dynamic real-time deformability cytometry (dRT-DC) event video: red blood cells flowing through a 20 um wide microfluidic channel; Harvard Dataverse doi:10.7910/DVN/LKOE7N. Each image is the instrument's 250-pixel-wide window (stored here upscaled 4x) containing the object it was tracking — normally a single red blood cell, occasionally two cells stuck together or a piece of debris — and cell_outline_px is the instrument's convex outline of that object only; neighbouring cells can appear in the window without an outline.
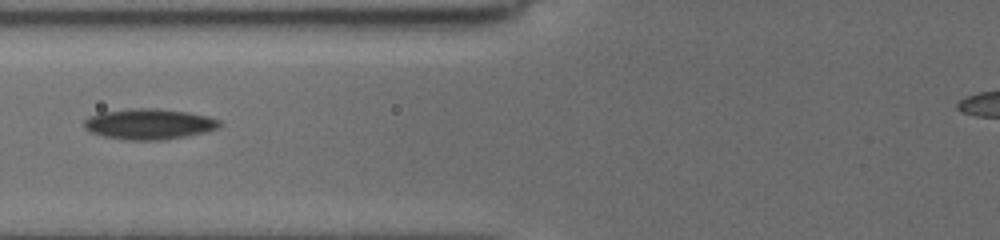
{"species": "common noctule bat (a hibernating species)", "species_latin": "Nyctalus noctula", "temperature_condition": "cold", "stored_images_in_passage": 33, "camera_frame_rate_fps": 3000, "um_per_image_px": 0.085, "animal": {"sex": "female", "body_mass_g": 19.5, "forearm_length_mm": 54.1}, "frame": {"image": 1, "passage_image": 3, "time_ms": 1.333, "image_size_px": [1000, 240], "cell_outline_px": [[220, 128], [208, 132], [188, 136], [164, 140], [128, 140], [104, 136], [92, 132], [84, 128], [84, 120], [88, 116], [100, 112], [132, 108], [156, 108], [188, 112], [208, 116], [220, 120]], "centroid_in_image_um": [12.7, 10.54], "position_along_channel_um": 113.1, "area_um2": 24.45}}
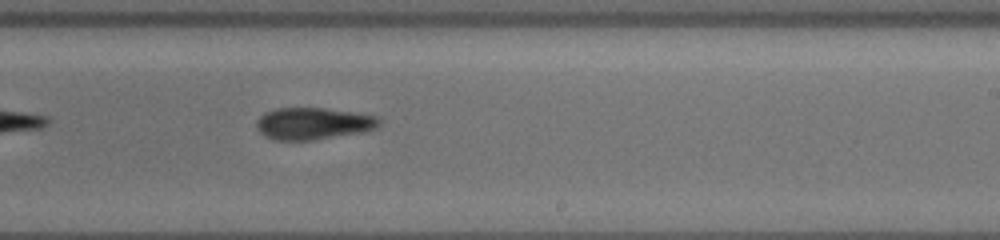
{"frame": {"image": 2, "passage_image": 12, "time_ms": 5.333, "image_size_px": [1000, 240], "cell_outline_px": [[380, 124], [376, 128], [364, 132], [312, 140], [272, 140], [264, 136], [256, 128], [256, 120], [264, 112], [276, 108], [324, 108], [380, 116]], "centroid_in_image_um": [26.61, 10.5], "position_along_channel_um": 262.4, "area_um2": 23.06}}
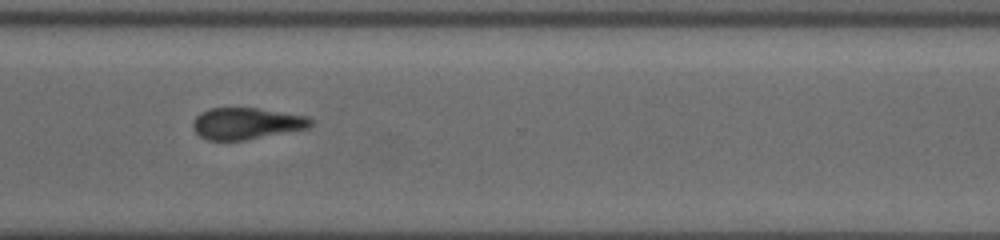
{"frame": {"image": 3, "passage_image": 21, "time_ms": 7.667, "image_size_px": [1000, 240], "cell_outline_px": [[312, 124], [308, 128], [244, 140], [208, 140], [200, 136], [192, 128], [192, 124], [196, 116], [200, 112], [208, 108], [256, 108], [308, 116], [312, 120]], "centroid_in_image_um": [20.92, 10.49], "position_along_channel_um": 349.7, "area_um2": 21.56}, "authors_computed_cell_mechanics": {"area_um2": 22.4264, "velocity_mm_per_s": 3.7448, "shape_relaxation_time_tau1_ms": 2.3235, "shape_relaxation_time_tau2_ms": 9.7554, "deformation_change_tau1": 0.0559, "deformation_change_tau2": 0.2107}}